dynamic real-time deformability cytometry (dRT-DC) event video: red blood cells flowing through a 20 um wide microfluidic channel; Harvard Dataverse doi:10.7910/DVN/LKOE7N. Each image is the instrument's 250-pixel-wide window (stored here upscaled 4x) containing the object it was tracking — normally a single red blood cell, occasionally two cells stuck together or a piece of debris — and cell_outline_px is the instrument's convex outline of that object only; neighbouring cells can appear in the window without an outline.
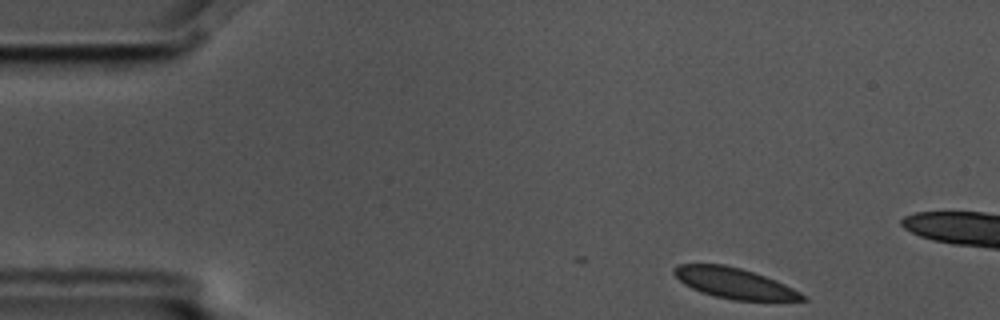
{"species": "common noctule bat (a hibernating species)", "species_latin": "Nyctalus noctula", "temperature_condition": "cold", "stored_images_in_passage": 4, "camera_frame_rate_fps": 3000, "um_per_image_px": 0.085, "animal": {"sex": "male", "body_mass_g": 17.5, "forearm_length_mm": 52.3}, "frame": {"image": 1, "passage_image": 1, "time_ms": 0.0, "image_size_px": [1000, 320], "cell_outline_px": [[808, 300], [736, 300], [716, 296], [700, 292], [684, 284], [672, 272], [672, 268], [680, 264], [724, 264], [740, 268], [776, 280], [800, 292]], "centroid_in_image_um": [62.38, 24.06], "position_along_channel_um": 22.6, "area_um2": 22.48}}